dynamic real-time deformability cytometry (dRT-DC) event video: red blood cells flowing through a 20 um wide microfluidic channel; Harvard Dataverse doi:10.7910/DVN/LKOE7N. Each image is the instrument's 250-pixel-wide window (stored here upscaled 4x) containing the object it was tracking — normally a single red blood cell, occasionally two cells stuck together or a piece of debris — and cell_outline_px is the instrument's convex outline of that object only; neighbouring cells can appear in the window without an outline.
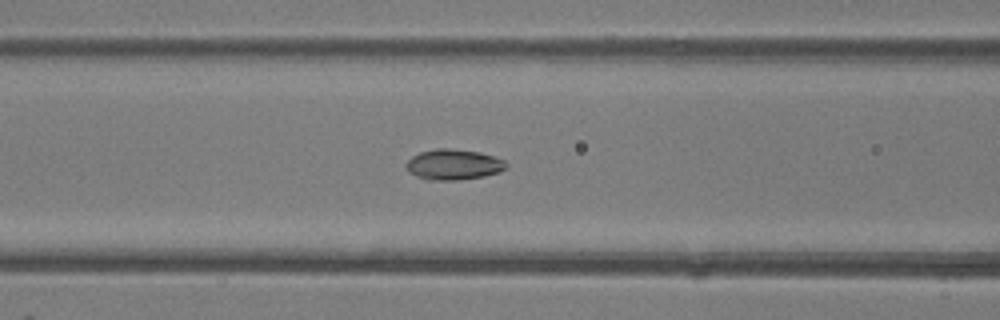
{"species": "common noctule bat (a hibernating species)", "species_latin": "Nyctalus noctula", "temperature_condition": "room temperature", "stored_images_in_passage": 48, "camera_frame_rate_fps": 3000, "um_per_image_px": 0.085, "animal": {"sex": "female"}, "frame": {"image": 1, "passage_image": 19, "time_ms": 6.0, "image_size_px": [1000, 320], "cell_outline_px": [[508, 164], [500, 172], [484, 176], [456, 180], [428, 180], [416, 176], [408, 172], [404, 164], [412, 156], [420, 152], [436, 148], [448, 148], [480, 152], [504, 160]], "centroid_in_image_um": [38.51, 13.98], "position_along_channel_um": 128.1, "area_um2": 17.86}}
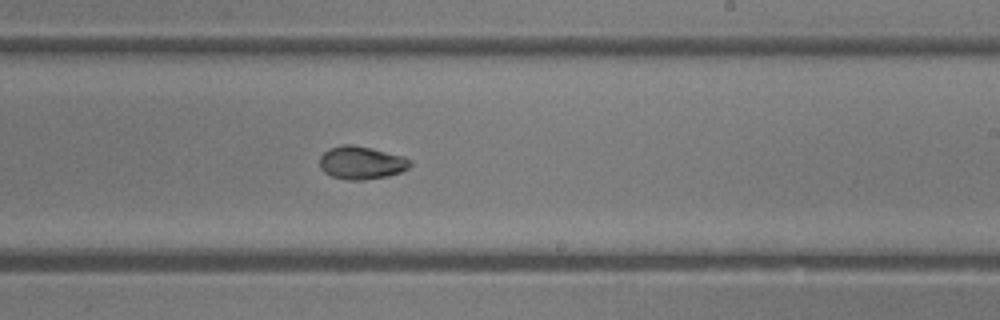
{"frame": {"image": 2, "passage_image": 28, "time_ms": 9.0, "image_size_px": [1000, 320], "cell_outline_px": [[412, 164], [408, 168], [400, 172], [388, 176], [364, 180], [348, 180], [332, 176], [324, 172], [320, 168], [320, 156], [328, 148], [344, 144], [352, 144], [372, 148], [404, 156], [412, 160]], "centroid_in_image_um": [30.73, 13.82], "position_along_channel_um": 258.3, "area_um2": 17.57}}
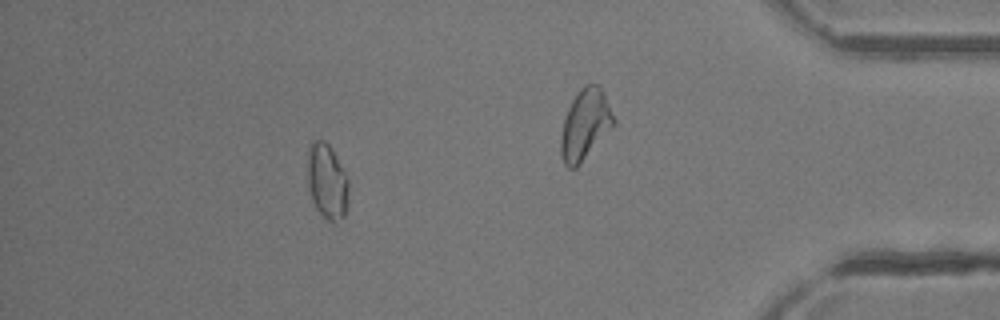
{"frame": {"image": 3, "passage_image": 42, "time_ms": 13.667, "image_size_px": [1000, 320], "cell_outline_px": [[348, 204], [344, 216], [336, 224], [332, 224], [316, 208], [312, 200], [308, 188], [308, 148], [312, 140], [324, 140], [328, 144], [348, 180]], "centroid_in_image_um": [27.79, 15.47], "position_along_channel_um": 407.4, "area_um2": 17.92}, "authors_computed_cell_mechanics": {"area_um2": 17.629, "velocity_mm_per_s": 4.3487, "shape_relaxation_time_tau1_ms": 5.7735, "shape_relaxation_time_tau2_ms": 2.1659, "deformation_change_tau1": 0.1395, "deformation_change_tau2": 0.0308}}